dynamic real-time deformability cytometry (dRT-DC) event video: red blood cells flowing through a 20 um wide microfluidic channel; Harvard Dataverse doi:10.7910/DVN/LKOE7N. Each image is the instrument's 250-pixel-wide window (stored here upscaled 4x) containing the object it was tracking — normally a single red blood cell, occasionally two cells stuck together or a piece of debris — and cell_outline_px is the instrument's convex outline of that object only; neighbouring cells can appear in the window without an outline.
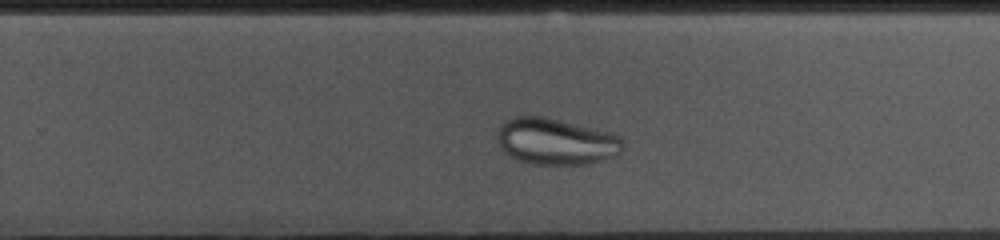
{"species": "common noctule bat (a hibernating species)", "species_latin": "Nyctalus noctula", "temperature_condition": "cold", "stored_images_in_passage": 39, "camera_frame_rate_fps": 3000, "um_per_image_px": 0.085, "animal": {"sex": "female", "body_mass_g": 10.0, "forearm_length_mm": 53.1}, "frame": {"image": 1, "passage_image": 28, "time_ms": 9.0, "image_size_px": [1000, 240], "cell_outline_px": [[624, 144], [620, 152], [616, 156], [604, 160], [588, 164], [532, 164], [520, 160], [504, 152], [500, 148], [496, 140], [496, 132], [504, 120], [516, 116], [544, 116], [612, 132], [620, 136], [624, 140]], "centroid_in_image_um": [47.26, 12.01], "position_along_channel_um": 282.5, "area_um2": 34.45}}